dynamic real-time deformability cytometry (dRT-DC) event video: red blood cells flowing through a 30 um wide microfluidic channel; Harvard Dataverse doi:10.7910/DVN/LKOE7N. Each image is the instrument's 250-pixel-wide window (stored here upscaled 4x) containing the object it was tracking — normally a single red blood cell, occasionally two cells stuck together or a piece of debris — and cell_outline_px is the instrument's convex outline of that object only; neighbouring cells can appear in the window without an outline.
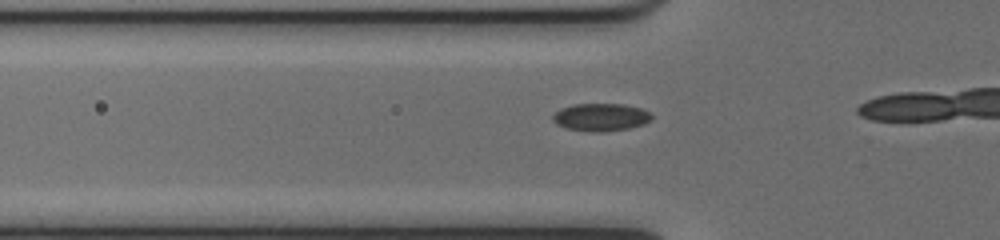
{"species": "common noctule bat (a hibernating species)", "species_latin": "Nyctalus noctula", "temperature_condition": "cold", "stored_images_in_passage": 18, "camera_frame_rate_fps": 3000, "um_per_image_px": 0.085, "animal": {"sex": "female", "body_mass_g": 17.0, "forearm_length_mm": 48.0}, "frame": {"image": 1, "passage_image": 13, "time_ms": 4.0, "image_size_px": [1000, 240], "cell_outline_px": [[652, 120], [644, 124], [628, 128], [604, 132], [596, 132], [564, 128], [556, 124], [552, 120], [552, 116], [560, 108], [572, 104], [624, 104], [640, 108], [648, 112], [652, 116]], "centroid_in_image_um": [51.04, 9.96], "position_along_channel_um": 74.8, "area_um2": 16.01}}
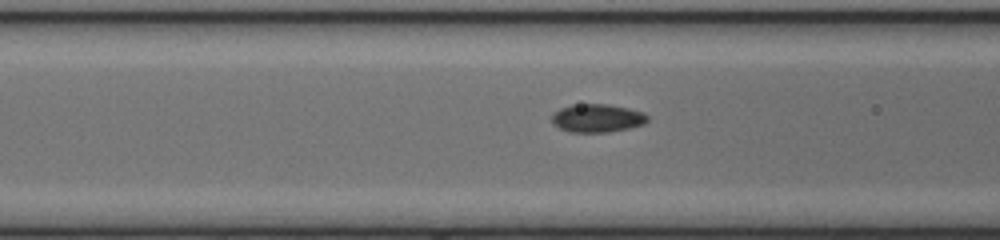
{"frame": {"image": 2, "passage_image": 16, "time_ms": 5.0, "image_size_px": [1000, 240], "cell_outline_px": [[648, 120], [644, 124], [628, 128], [608, 132], [568, 132], [552, 124], [552, 112], [560, 108], [572, 104], [608, 104], [628, 108], [644, 112], [648, 116]], "centroid_in_image_um": [50.74, 10.03], "position_along_channel_um": 115.9, "area_um2": 15.9}}